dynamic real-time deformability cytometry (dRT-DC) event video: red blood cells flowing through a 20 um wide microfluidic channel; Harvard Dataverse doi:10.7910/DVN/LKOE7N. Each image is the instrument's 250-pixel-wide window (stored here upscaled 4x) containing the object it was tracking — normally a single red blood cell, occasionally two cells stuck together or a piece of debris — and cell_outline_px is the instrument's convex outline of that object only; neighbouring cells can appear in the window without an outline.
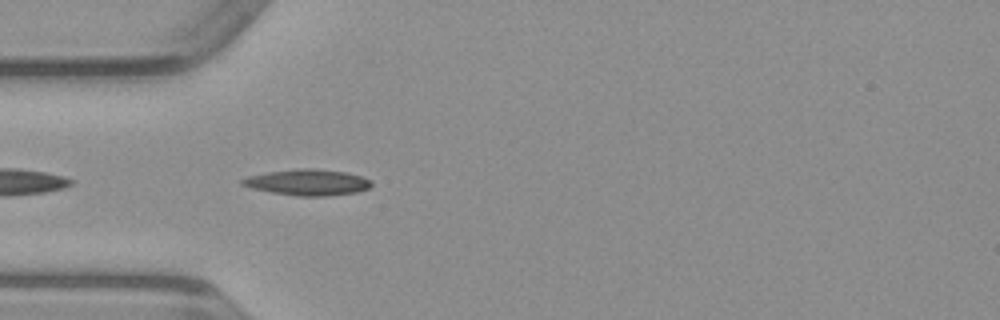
{"species": "common noctule bat (a hibernating species)", "species_latin": "Nyctalus noctula", "temperature_condition": "warm", "stored_images_in_passage": 34, "camera_frame_rate_fps": 3000, "um_per_image_px": 0.085, "animal": {"sex": "male", "body_mass_g": 23.1, "forearm_length_mm": 52.7}, "frame": {"image": 1, "passage_image": 2, "time_ms": 0.333, "image_size_px": [1000, 320], "cell_outline_px": [[372, 184], [368, 188], [356, 192], [324, 196], [300, 196], [272, 192], [252, 188], [240, 184], [240, 180], [248, 176], [268, 172], [300, 168], [308, 168], [348, 172], [372, 180]], "centroid_in_image_um": [26.15, 15.49], "position_along_channel_um": 58.8, "area_um2": 19.42}}
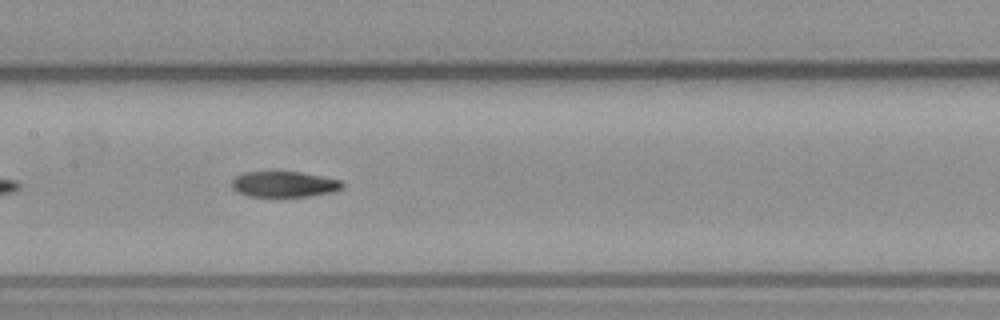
{"frame": {"image": 2, "passage_image": 11, "time_ms": 3.333, "image_size_px": [1000, 320], "cell_outline_px": [[344, 188], [332, 192], [308, 196], [248, 196], [236, 192], [232, 188], [232, 180], [236, 176], [244, 172], [300, 172], [344, 180]], "centroid_in_image_um": [24.18, 15.65], "position_along_channel_um": 183.2, "area_um2": 16.65}}
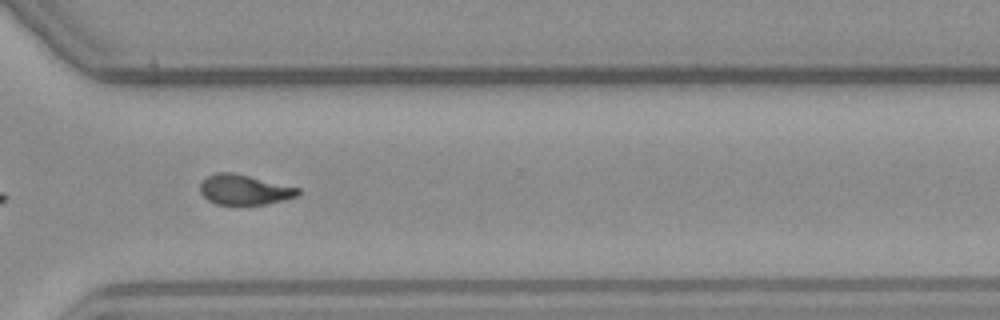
{"frame": {"image": 3, "passage_image": 23, "time_ms": 7.333, "image_size_px": [1000, 320], "cell_outline_px": [[300, 192], [296, 196], [284, 200], [268, 204], [216, 204], [208, 200], [200, 192], [200, 184], [208, 176], [216, 172], [232, 172], [300, 188]], "centroid_in_image_um": [20.77, 16.12], "position_along_channel_um": 349.8, "area_um2": 16.99}}